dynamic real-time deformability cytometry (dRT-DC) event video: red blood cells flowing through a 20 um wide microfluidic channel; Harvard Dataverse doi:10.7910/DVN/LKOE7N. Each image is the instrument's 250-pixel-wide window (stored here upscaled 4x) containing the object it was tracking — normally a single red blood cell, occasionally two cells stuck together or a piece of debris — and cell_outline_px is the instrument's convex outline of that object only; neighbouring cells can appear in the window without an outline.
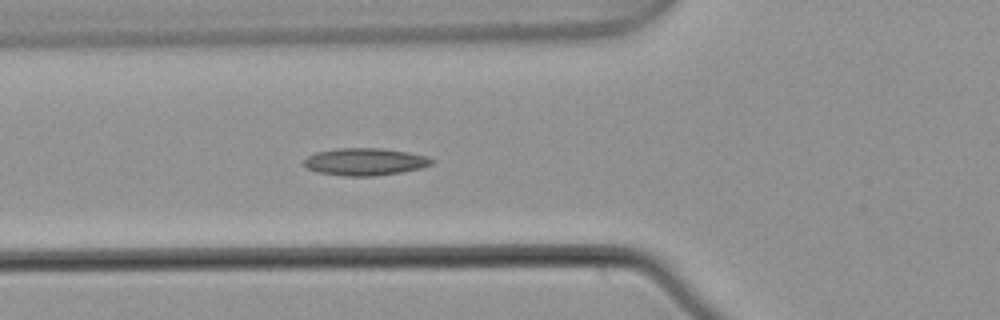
{"species": "common noctule bat (a hibernating species)", "species_latin": "Nyctalus noctula", "temperature_condition": "warm", "stored_images_in_passage": 4, "camera_frame_rate_fps": 3000, "um_per_image_px": 0.085, "animal": {"sex": "male", "body_mass_g": 21.5, "forearm_length_mm": 52.0}, "frame": {"image": 1, "passage_image": 4, "time_ms": 1.0, "image_size_px": [1000, 320], "cell_outline_px": [[436, 160], [432, 164], [420, 168], [400, 172], [372, 176], [344, 176], [320, 172], [308, 168], [304, 164], [304, 160], [308, 156], [316, 152], [336, 148], [380, 148], [404, 152], [424, 156]], "centroid_in_image_um": [31.01, 13.74], "position_along_channel_um": 94.8, "area_um2": 20.0}}